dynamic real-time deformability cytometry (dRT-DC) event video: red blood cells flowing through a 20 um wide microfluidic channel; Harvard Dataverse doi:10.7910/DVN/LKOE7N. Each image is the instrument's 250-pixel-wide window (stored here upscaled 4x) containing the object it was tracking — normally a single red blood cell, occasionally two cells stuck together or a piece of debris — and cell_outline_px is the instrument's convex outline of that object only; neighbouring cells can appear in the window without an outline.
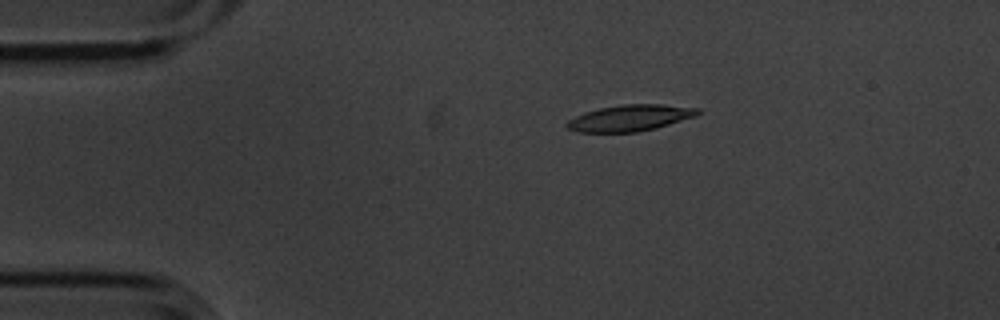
{"species": "common noctule bat (a hibernating species)", "species_latin": "Nyctalus noctula", "temperature_condition": "cold", "stored_images_in_passage": 15, "camera_frame_rate_fps": 3000, "um_per_image_px": 0.085, "animal": {"sex": "male", "body_mass_g": 20.1, "forearm_length_mm": 53.5}, "frame": {"image": 1, "passage_image": 3, "time_ms": 0.667, "image_size_px": [1000, 320], "cell_outline_px": [[700, 112], [696, 116], [656, 128], [636, 132], [580, 132], [568, 128], [564, 124], [568, 120], [584, 112], [600, 108], [624, 104], [660, 104], [700, 108]], "centroid_in_image_um": [53.56, 10.02], "position_along_channel_um": 31.4, "area_um2": 19.94}}
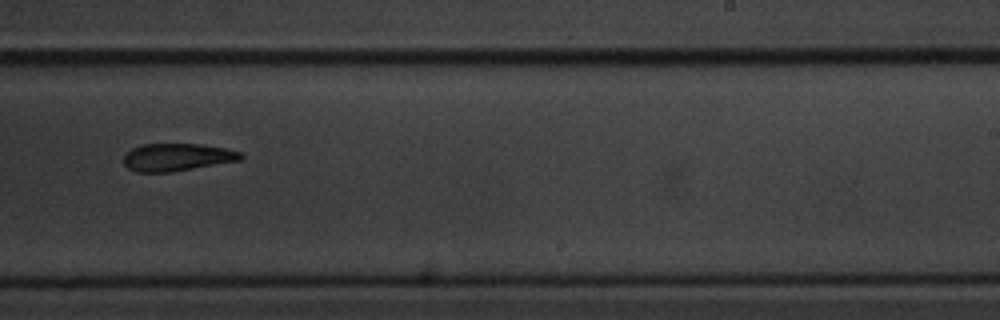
{"frame": {"image": 2, "passage_image": 10, "time_ms": 3.0, "image_size_px": [1000, 320], "cell_outline_px": [[244, 160], [168, 172], [136, 172], [128, 168], [124, 164], [124, 156], [132, 148], [144, 144], [200, 144], [224, 148], [240, 152], [244, 156]], "centroid_in_image_um": [15.07, 13.36], "position_along_channel_um": 273.9, "area_um2": 18.73}}
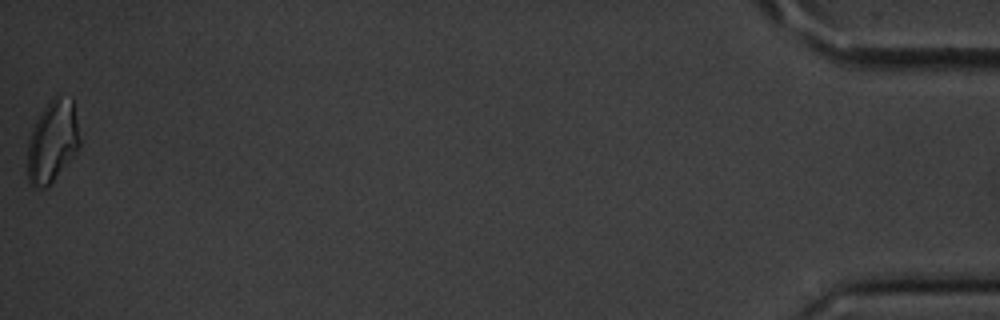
{"frame": {"image": 3, "passage_image": 15, "time_ms": 4.667, "image_size_px": [1000, 320], "cell_outline_px": [[80, 148], [52, 180], [44, 188], [32, 188], [28, 184], [28, 140], [32, 128], [36, 120], [52, 96], [56, 92], [72, 96], [80, 140]], "centroid_in_image_um": [4.46, 11.95], "position_along_channel_um": 430.7, "area_um2": 25.14}}